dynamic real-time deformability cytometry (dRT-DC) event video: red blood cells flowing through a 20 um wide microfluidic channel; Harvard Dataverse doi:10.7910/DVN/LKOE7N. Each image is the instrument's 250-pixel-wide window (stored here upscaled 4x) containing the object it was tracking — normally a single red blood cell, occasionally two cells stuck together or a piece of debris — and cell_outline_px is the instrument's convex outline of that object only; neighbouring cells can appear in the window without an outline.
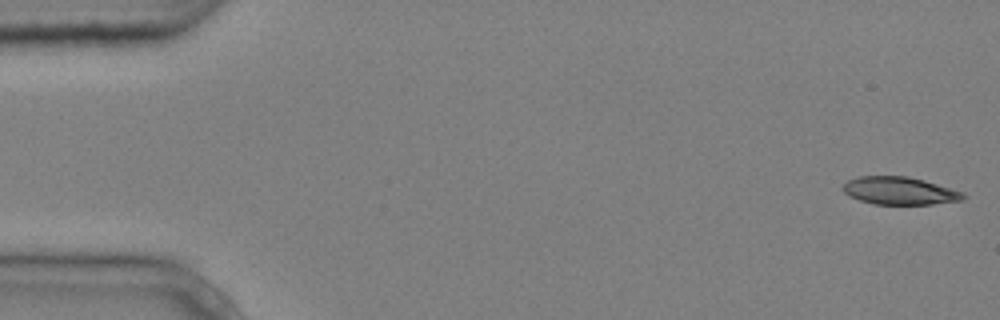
{"species": "common noctule bat (a hibernating species)", "species_latin": "Nyctalus noctula", "temperature_condition": "cold", "stored_images_in_passage": 4, "camera_frame_rate_fps": 3000, "um_per_image_px": 0.085, "animal": {"sex": "male", "body_mass_g": 20.4}, "frame": {"image": 1, "passage_image": 1, "time_ms": 0.0, "image_size_px": [1000, 320], "cell_outline_px": [[968, 196], [964, 200], [932, 204], [872, 204], [848, 196], [840, 188], [848, 180], [860, 176], [908, 176], [924, 180], [964, 192]], "centroid_in_image_um": [76.47, 16.22], "position_along_channel_um": 8.5, "area_um2": 19.59}}